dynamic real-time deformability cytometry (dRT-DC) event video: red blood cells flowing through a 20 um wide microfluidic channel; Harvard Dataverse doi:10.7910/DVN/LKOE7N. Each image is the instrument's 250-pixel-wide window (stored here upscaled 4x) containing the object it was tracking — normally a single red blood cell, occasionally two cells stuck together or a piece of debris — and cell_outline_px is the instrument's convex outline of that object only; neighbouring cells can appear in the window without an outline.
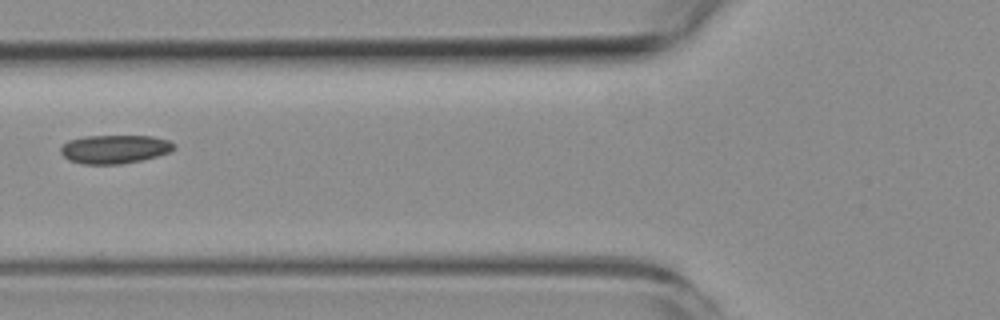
{"species": "common noctule bat (a hibernating species)", "species_latin": "Nyctalus noctula", "temperature_condition": "room temperature", "stored_images_in_passage": 3, "camera_frame_rate_fps": 3000, "um_per_image_px": 0.085, "animal": {"sex": "female", "body_mass_g": 19.3, "forearm_length_mm": 54.1}, "frame": {"image": 1, "passage_image": 3, "time_ms": 3.333, "image_size_px": [1000, 320], "cell_outline_px": [[176, 148], [168, 152], [144, 160], [120, 164], [84, 164], [68, 160], [60, 152], [60, 148], [68, 140], [84, 136], [152, 136], [168, 140], [176, 144]], "centroid_in_image_um": [9.74, 12.68], "position_along_channel_um": 116.1, "area_um2": 18.96}}